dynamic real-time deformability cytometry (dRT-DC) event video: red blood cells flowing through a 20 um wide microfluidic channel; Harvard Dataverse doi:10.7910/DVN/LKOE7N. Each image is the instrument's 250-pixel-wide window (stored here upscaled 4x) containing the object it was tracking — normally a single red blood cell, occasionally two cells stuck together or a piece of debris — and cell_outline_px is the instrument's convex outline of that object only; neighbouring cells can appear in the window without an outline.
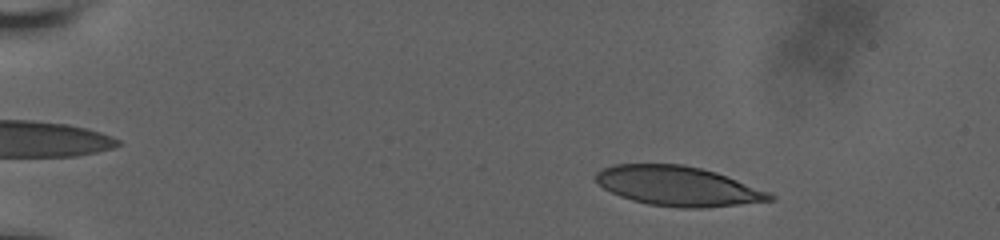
{"species": "human", "species_latin": "Homo sapiens", "temperature_condition": "room temperature", "stored_images_in_passage": 58, "camera_frame_rate_fps": 3000, "um_per_image_px": 0.085, "donor": {"sex": "male"}, "frame": {"image": 1, "passage_image": 9, "time_ms": 2.667, "image_size_px": [1000, 240], "cell_outline_px": [[776, 200], [700, 208], [680, 208], [648, 204], [632, 200], [620, 196], [604, 188], [596, 180], [596, 172], [612, 164], [684, 164], [716, 172], [768, 192], [776, 196]], "centroid_in_image_um": [57.62, 15.81], "position_along_channel_um": 27.4, "area_um2": 39.88}}
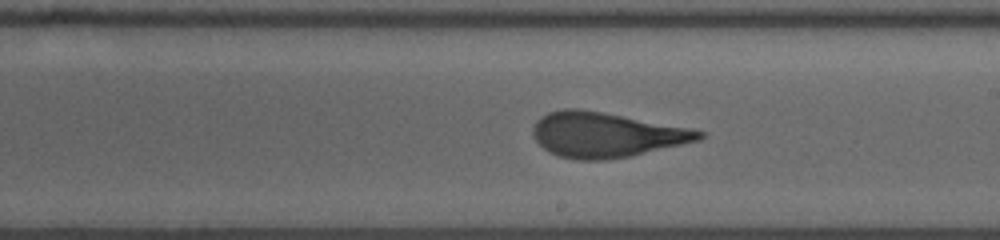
{"frame": {"image": 2, "passage_image": 35, "time_ms": 11.333, "image_size_px": [1000, 240], "cell_outline_px": [[708, 132], [700, 140], [628, 156], [604, 160], [576, 160], [560, 156], [548, 152], [532, 136], [532, 128], [536, 120], [540, 116], [548, 112], [564, 108], [576, 108], [600, 112], [688, 128]], "centroid_in_image_um": [51.45, 11.46], "position_along_channel_um": 237.6, "area_um2": 43.06}}
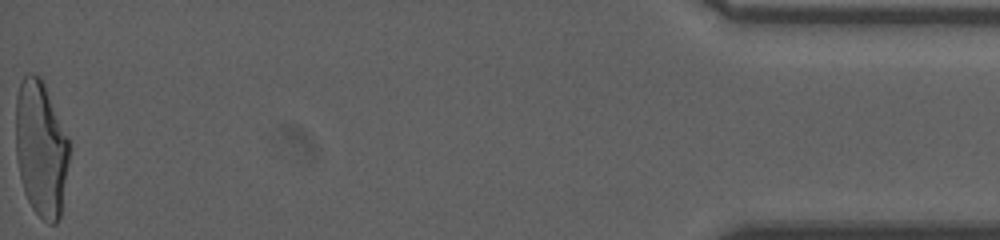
{"frame": {"image": 3, "passage_image": 58, "time_ms": 19.0, "image_size_px": [1000, 240], "cell_outline_px": [[68, 164], [60, 216], [56, 224], [48, 224], [32, 208], [24, 192], [20, 176], [16, 156], [16, 96], [20, 80], [28, 72], [32, 72], [40, 76], [44, 84], [68, 136]], "centroid_in_image_um": [3.46, 12.61], "position_along_channel_um": 431.7, "area_um2": 42.25}, "authors_computed_cell_mechanics": {"area_um2": 42.5408, "velocity_mm_per_s": 3.6664, "shape_relaxation_time_tau1_ms": 7.426, "shape_relaxation_time_tau2_ms": 1.0129, "deformation_change_tau1": 0.2639, "deformation_change_tau2": 0.092}}